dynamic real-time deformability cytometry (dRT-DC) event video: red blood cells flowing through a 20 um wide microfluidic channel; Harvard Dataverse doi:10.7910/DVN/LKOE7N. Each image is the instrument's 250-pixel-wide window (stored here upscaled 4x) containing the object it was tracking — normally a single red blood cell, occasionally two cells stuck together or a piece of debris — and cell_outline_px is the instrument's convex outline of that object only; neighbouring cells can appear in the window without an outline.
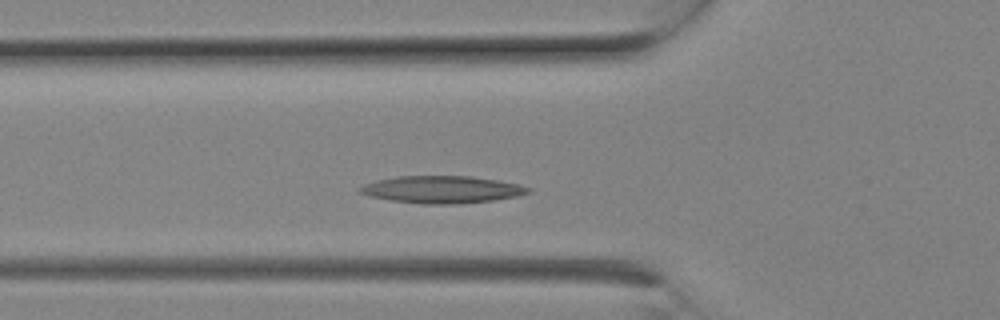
{"species": "Egyptian fruit bat (a non-hibernating species)", "species_latin": "Rousettus aegyptiacus", "temperature_condition": "room temperature", "stored_images_in_passage": 4, "camera_frame_rate_fps": 3000, "um_per_image_px": 0.085, "animal": {"sex": "female"}, "frame": {"image": 1, "passage_image": 4, "time_ms": 1.0, "image_size_px": [1000, 320], "cell_outline_px": [[532, 192], [516, 196], [492, 200], [456, 204], [424, 204], [392, 200], [372, 196], [360, 192], [356, 188], [364, 184], [376, 180], [396, 176], [472, 176], [520, 184], [532, 188]], "centroid_in_image_um": [37.59, 16.1], "position_along_channel_um": 88.2, "area_um2": 26.65}}